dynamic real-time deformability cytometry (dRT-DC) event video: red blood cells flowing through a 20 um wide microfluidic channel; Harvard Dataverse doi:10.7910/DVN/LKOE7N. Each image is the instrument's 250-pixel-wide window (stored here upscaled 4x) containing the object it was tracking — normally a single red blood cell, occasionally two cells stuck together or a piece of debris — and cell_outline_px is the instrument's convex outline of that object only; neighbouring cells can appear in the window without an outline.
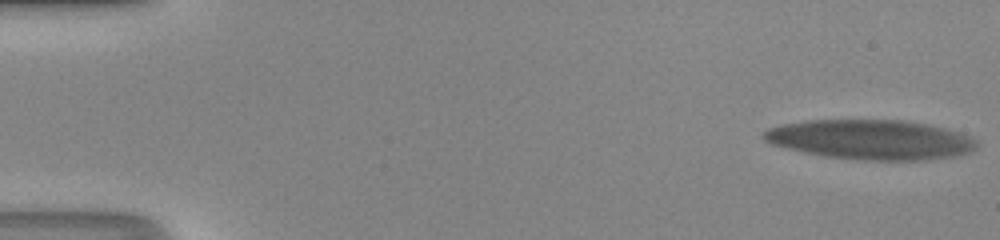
{"species": "human", "species_latin": "Homo sapiens", "temperature_condition": "room temperature", "stored_images_in_passage": 53, "camera_frame_rate_fps": 3000, "um_per_image_px": 0.085, "donor": {"sex": "male"}, "frame": {"image": 1, "passage_image": 1, "time_ms": 0.0, "image_size_px": [1000, 240], "cell_outline_px": [[980, 144], [972, 152], [956, 156], [924, 160], [864, 160], [824, 156], [804, 152], [772, 144], [764, 140], [760, 136], [768, 128], [780, 124], [808, 120], [904, 120], [928, 124], [960, 132], [972, 136]], "centroid_in_image_um": [74.05, 11.86], "position_along_channel_um": 10.9, "area_um2": 49.65}}
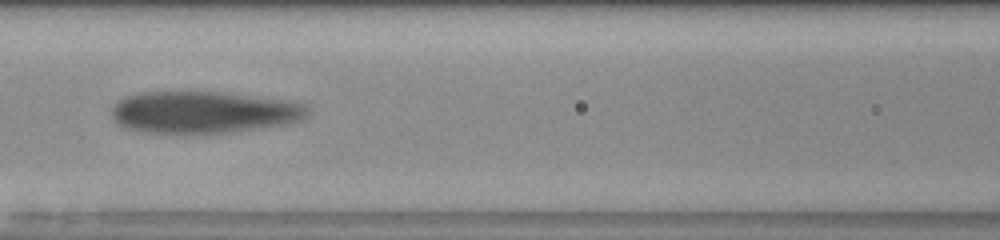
{"frame": {"image": 2, "passage_image": 25, "time_ms": 8.0, "image_size_px": [1000, 240], "cell_outline_px": [[308, 116], [304, 120], [284, 124], [228, 132], [188, 136], [140, 132], [124, 128], [112, 120], [112, 104], [124, 96], [140, 92], [220, 92], [296, 100], [308, 104]], "centroid_in_image_um": [17.29, 9.56], "position_along_channel_um": 149.3, "area_um2": 49.53}}
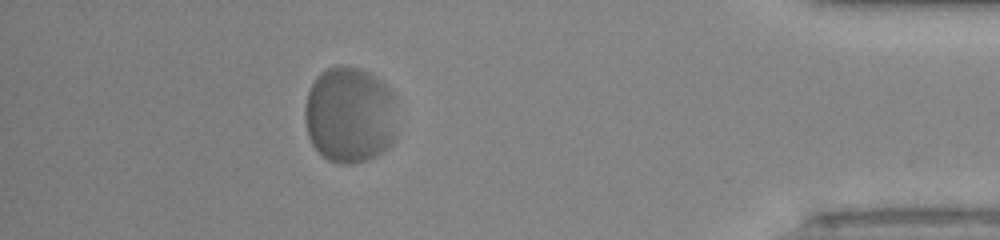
{"frame": {"image": 3, "passage_image": 48, "time_ms": 15.667, "image_size_px": [1000, 240], "cell_outline_px": [[396, 136], [392, 144], [384, 152], [368, 160], [356, 164], [336, 164], [328, 160], [312, 144], [308, 136], [304, 120], [304, 108], [308, 92], [316, 76], [320, 72], [328, 68], [360, 68], [376, 76], [396, 96]], "centroid_in_image_um": [29.76, 9.81], "position_along_channel_um": 405.4, "area_um2": 52.66}, "authors_computed_cell_mechanics": {"area_um2": 49.8236, "velocity_mm_per_s": 3.9064, "shape_relaxation_time_tau1_ms": 2.3134, "shape_relaxation_time_tau2_ms": null, "deformation_change_tau1": 0.0904, "deformation_change_tau2": null}}